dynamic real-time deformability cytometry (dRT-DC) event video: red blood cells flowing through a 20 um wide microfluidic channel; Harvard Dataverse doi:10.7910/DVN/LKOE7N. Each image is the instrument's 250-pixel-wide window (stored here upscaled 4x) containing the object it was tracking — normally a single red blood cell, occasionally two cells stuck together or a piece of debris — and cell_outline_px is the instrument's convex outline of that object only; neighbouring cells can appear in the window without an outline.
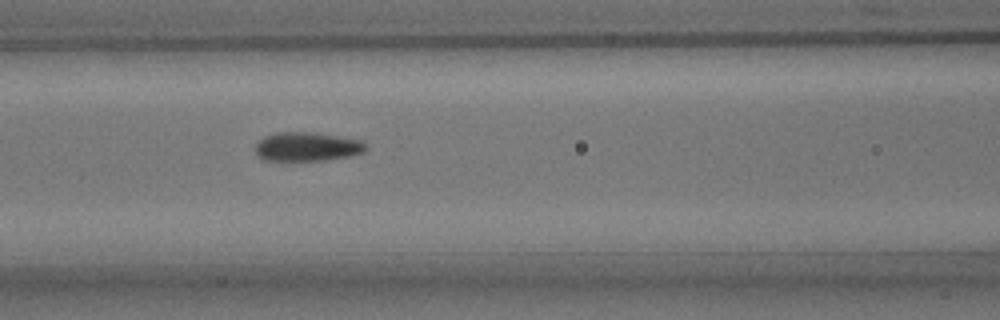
{"species": "common noctule bat (a hibernating species)", "species_latin": "Nyctalus noctula", "temperature_condition": "room temperature", "stored_images_in_passage": 3, "camera_frame_rate_fps": 3000, "um_per_image_px": 0.085, "animal": {"sex": "male", "body_mass_g": 15.6}, "frame": {"image": 1, "passage_image": 3, "time_ms": 0.667, "image_size_px": [1000, 320], "cell_outline_px": [[368, 148], [364, 152], [348, 156], [324, 160], [264, 160], [256, 156], [256, 144], [264, 136], [276, 132], [312, 132], [364, 140]], "centroid_in_image_um": [26.11, 12.46], "position_along_channel_um": 140.5, "area_um2": 18.73}}